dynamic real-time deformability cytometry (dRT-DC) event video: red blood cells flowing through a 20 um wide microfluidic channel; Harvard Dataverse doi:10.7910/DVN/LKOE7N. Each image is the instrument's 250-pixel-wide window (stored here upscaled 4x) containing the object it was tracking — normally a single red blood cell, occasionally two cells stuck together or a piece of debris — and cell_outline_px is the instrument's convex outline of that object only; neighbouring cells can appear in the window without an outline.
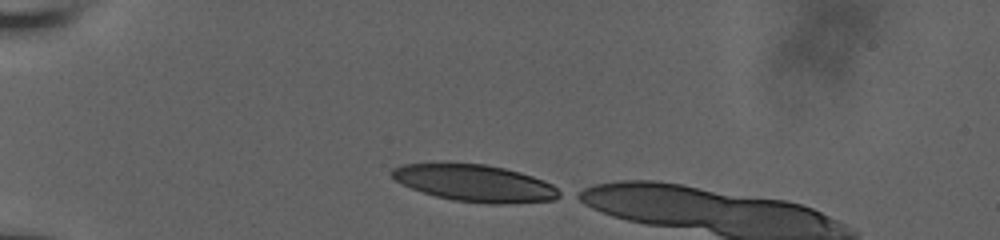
{"species": "human", "species_latin": "Homo sapiens", "temperature_condition": "room temperature", "stored_images_in_passage": 34, "camera_frame_rate_fps": 3000, "um_per_image_px": 0.085, "donor": {"sex": "male"}, "frame": {"image": 1, "passage_image": 1, "time_ms": 0.0, "image_size_px": [1000, 240], "cell_outline_px": [[564, 192], [560, 196], [552, 200], [500, 204], [488, 204], [452, 200], [436, 196], [400, 184], [388, 172], [392, 168], [404, 164], [484, 164], [504, 168], [520, 172], [544, 180], [552, 184]], "centroid_in_image_um": [40.39, 15.58], "position_along_channel_um": 44.6, "area_um2": 35.84}}
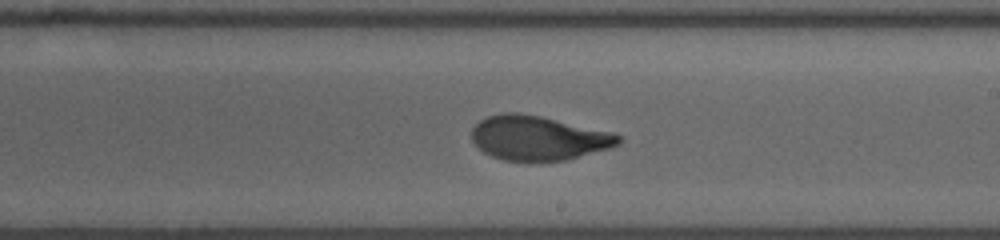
{"frame": {"image": 2, "passage_image": 20, "time_ms": 6.333, "image_size_px": [1000, 240], "cell_outline_px": [[620, 144], [608, 148], [568, 160], [504, 160], [492, 156], [484, 152], [472, 140], [472, 128], [480, 120], [488, 116], [504, 112], [520, 112], [540, 116], [612, 132], [620, 136]], "centroid_in_image_um": [45.74, 11.71], "position_along_channel_um": 243.3, "area_um2": 37.57}}
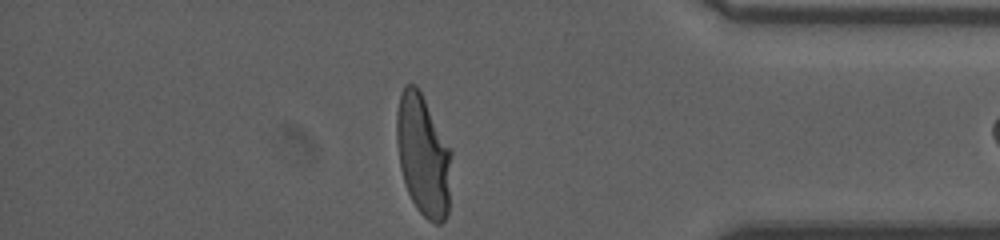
{"frame": {"image": 3, "passage_image": 34, "time_ms": 11.0, "image_size_px": [1000, 240], "cell_outline_px": [[452, 152], [448, 216], [440, 224], [436, 224], [428, 220], [416, 208], [408, 192], [400, 168], [396, 140], [396, 112], [400, 92], [404, 84], [416, 84]], "centroid_in_image_um": [35.96, 13.21], "position_along_channel_um": 399.2, "area_um2": 38.84}, "authors_computed_cell_mechanics": {"area_um2": 38.4081, "velocity_mm_per_s": 3.8219, "shape_relaxation_time_tau1_ms": 6.6449, "shape_relaxation_time_tau2_ms": 0.9176, "deformation_change_tau1": 0.2725, "deformation_change_tau2": 0.0623}}